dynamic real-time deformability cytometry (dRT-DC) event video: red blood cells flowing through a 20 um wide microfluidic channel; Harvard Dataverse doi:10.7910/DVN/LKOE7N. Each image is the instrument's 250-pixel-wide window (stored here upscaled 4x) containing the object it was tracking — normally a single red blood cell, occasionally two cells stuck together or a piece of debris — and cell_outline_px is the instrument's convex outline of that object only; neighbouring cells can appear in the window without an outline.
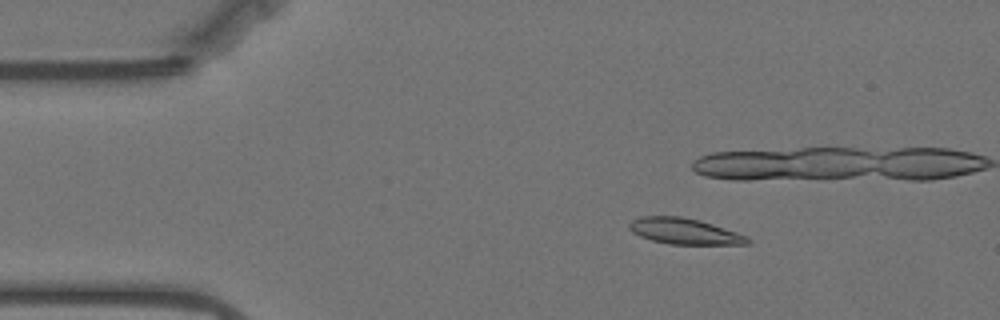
{"species": "Egyptian fruit bat (a non-hibernating species)", "species_latin": "Rousettus aegyptiacus", "temperature_condition": "warm", "stored_images_in_passage": 58, "camera_frame_rate_fps": 3000, "um_per_image_px": 0.085, "animal": {"sex": "female"}, "frame": {"image": 1, "passage_image": 9, "time_ms": 2.667, "image_size_px": [1000, 320], "cell_outline_px": [[752, 244], [672, 244], [652, 240], [640, 236], [632, 232], [628, 228], [628, 224], [632, 220], [640, 216], [680, 216], [700, 220], [748, 236], [752, 240]], "centroid_in_image_um": [58.18, 19.65], "position_along_channel_um": 26.8, "area_um2": 17.92}, "authors_computed_cell_mechanics": {"area_um2": 17.7446, "velocity_mm_per_s": 3.5126, "shape_relaxation_time_tau1_ms": 10.7458, "shape_relaxation_time_tau2_ms": 6.8585, "deformation_change_tau1": 0.2023, "deformation_change_tau2": 0.1305}}